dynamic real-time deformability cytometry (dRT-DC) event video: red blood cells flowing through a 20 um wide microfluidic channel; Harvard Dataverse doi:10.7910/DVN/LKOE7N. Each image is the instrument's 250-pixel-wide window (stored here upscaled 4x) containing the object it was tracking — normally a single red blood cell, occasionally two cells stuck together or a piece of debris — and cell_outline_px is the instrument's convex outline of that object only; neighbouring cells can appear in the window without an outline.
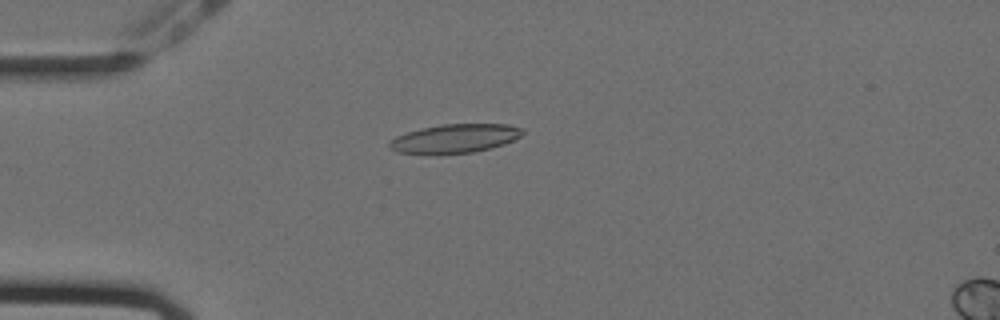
{"species": "Egyptian fruit bat (a non-hibernating species)", "species_latin": "Rousettus aegyptiacus", "temperature_condition": "cold", "stored_images_in_passage": 57, "camera_frame_rate_fps": 3000, "um_per_image_px": 0.085, "animal": {"sex": "female"}, "frame": {"image": 1, "passage_image": 15, "time_ms": 4.667, "image_size_px": [1000, 320], "cell_outline_px": [[524, 132], [520, 136], [504, 144], [472, 152], [396, 152], [388, 148], [388, 144], [396, 136], [420, 128], [440, 124], [508, 124], [524, 128]], "centroid_in_image_um": [38.69, 11.73], "position_along_channel_um": 46.3, "area_um2": 21.73}}
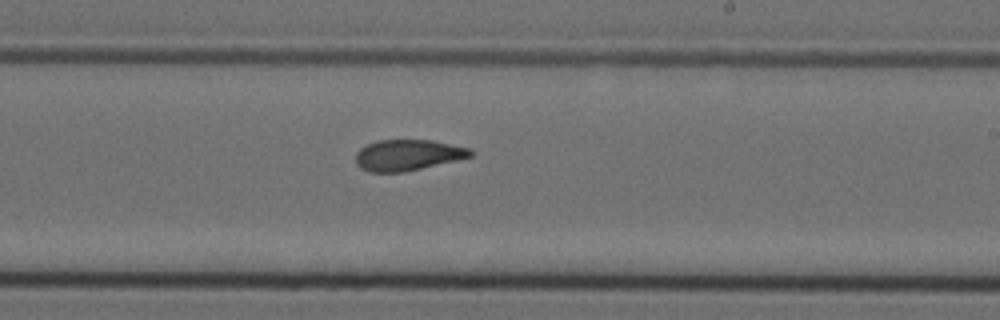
{"frame": {"image": 2, "passage_image": 34, "time_ms": 11.0, "image_size_px": [1000, 320], "cell_outline_px": [[472, 156], [456, 160], [404, 172], [368, 172], [360, 168], [356, 164], [356, 152], [360, 148], [376, 140], [432, 140], [468, 148], [472, 152]], "centroid_in_image_um": [34.6, 13.18], "position_along_channel_um": 254.4, "area_um2": 20.58}}
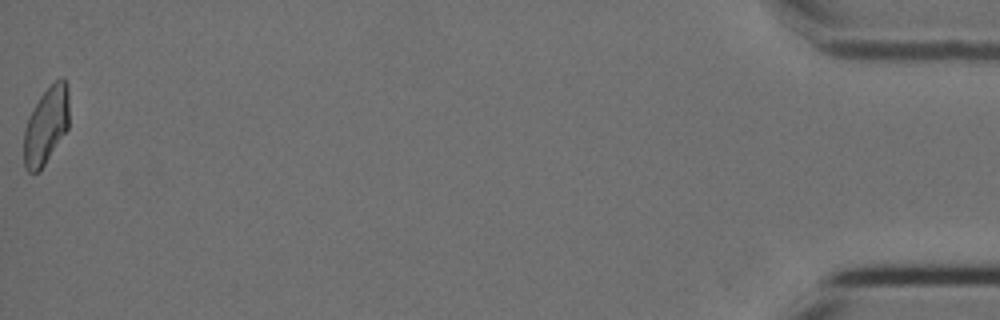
{"frame": {"image": 3, "passage_image": 57, "time_ms": 18.667, "image_size_px": [1000, 320], "cell_outline_px": [[68, 128], [40, 172], [28, 172], [24, 168], [24, 128], [28, 116], [32, 108], [40, 96], [56, 80], [64, 76], [68, 84]], "centroid_in_image_um": [3.91, 10.68], "position_along_channel_um": 431.3, "area_um2": 20.52}, "authors_computed_cell_mechanics": {"area_um2": 21.4438, "velocity_mm_per_s": 3.5582, "shape_relaxation_time_tau1_ms": 11.154, "shape_relaxation_time_tau2_ms": 4.959, "deformation_change_tau1": 0.2597, "deformation_change_tau2": 0.0868}}